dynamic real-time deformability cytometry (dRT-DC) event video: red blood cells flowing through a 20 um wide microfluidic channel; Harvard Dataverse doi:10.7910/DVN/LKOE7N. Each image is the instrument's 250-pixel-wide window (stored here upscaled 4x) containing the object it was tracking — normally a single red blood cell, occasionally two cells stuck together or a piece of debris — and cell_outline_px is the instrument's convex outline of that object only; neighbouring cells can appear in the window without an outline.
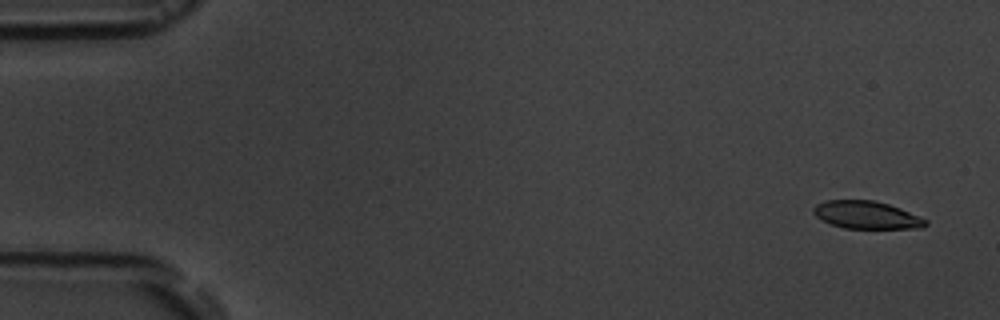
{"species": "common noctule bat (a hibernating species)", "species_latin": "Nyctalus noctula", "temperature_condition": "room temperature", "stored_images_in_passage": 6, "camera_frame_rate_fps": 3000, "um_per_image_px": 0.085, "animal": {"sex": "male", "body_mass_g": 19.5, "forearm_length_mm": 54.6}, "frame": {"image": 1, "passage_image": 1, "time_ms": 0.0, "image_size_px": [1000, 320], "cell_outline_px": [[928, 224], [924, 228], [844, 228], [832, 224], [816, 216], [812, 212], [812, 208], [816, 204], [824, 200], [876, 200], [900, 208], [928, 220]], "centroid_in_image_um": [73.66, 18.26], "position_along_channel_um": 11.3, "area_um2": 18.09}}